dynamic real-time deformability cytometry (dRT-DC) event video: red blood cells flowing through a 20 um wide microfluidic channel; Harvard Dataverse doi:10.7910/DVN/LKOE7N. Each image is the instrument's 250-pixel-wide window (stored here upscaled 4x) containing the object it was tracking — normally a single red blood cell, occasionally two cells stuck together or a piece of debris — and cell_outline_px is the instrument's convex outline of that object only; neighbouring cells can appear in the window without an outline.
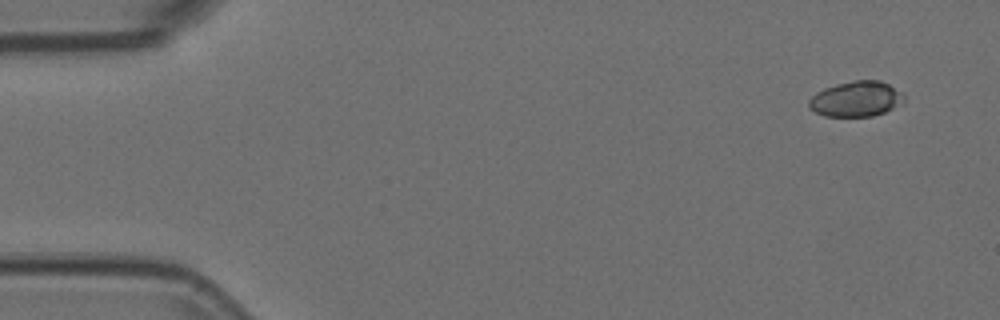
{"species": "Egyptian fruit bat (a non-hibernating species)", "species_latin": "Rousettus aegyptiacus", "temperature_condition": "room temperature", "stored_images_in_passage": 8, "camera_frame_rate_fps": 3000, "um_per_image_px": 0.085, "animal": {"sex": "female"}, "frame": {"image": 1, "passage_image": 1, "time_ms": 0.0, "image_size_px": [1000, 320], "cell_outline_px": [[904, 104], [884, 112], [872, 116], [824, 116], [808, 108], [808, 100], [816, 92], [824, 88], [836, 84], [856, 80], [880, 80], [904, 92]], "centroid_in_image_um": [72.79, 8.41], "position_along_channel_um": 12.2, "area_um2": 19.83}}
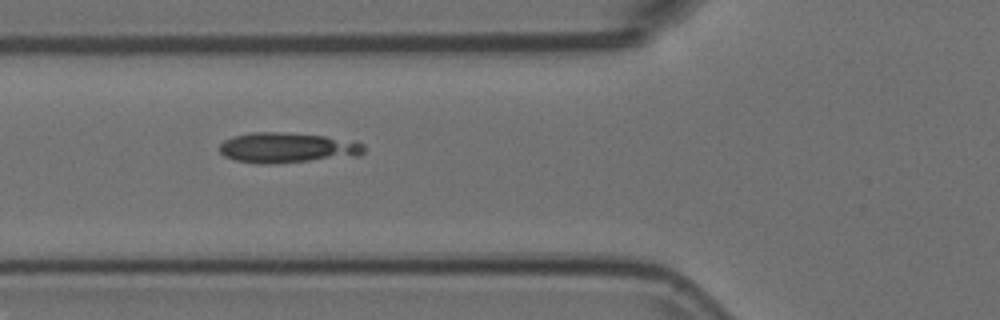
{"frame": {"image": 2, "passage_image": 6, "time_ms": 1.667, "image_size_px": [1000, 320], "cell_outline_px": [[364, 152], [360, 156], [268, 164], [260, 164], [236, 160], [224, 156], [220, 152], [220, 144], [224, 140], [232, 136], [252, 132], [284, 132], [324, 136], [356, 140], [364, 144]], "centroid_in_image_um": [24.45, 12.55], "position_along_channel_um": 101.3, "area_um2": 25.72}}
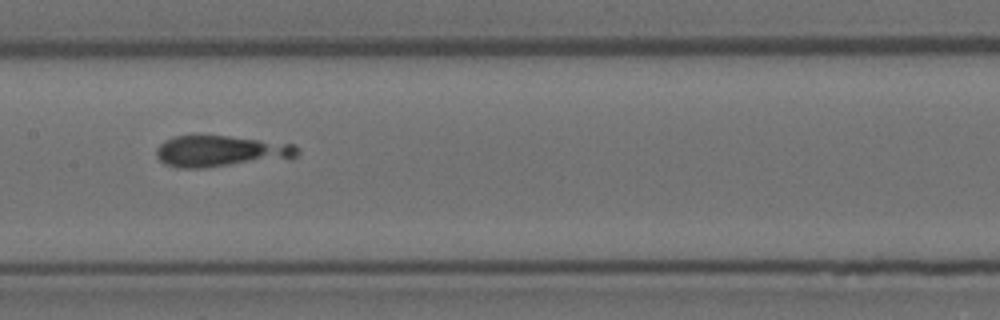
{"frame": {"image": 3, "passage_image": 8, "time_ms": 2.333, "image_size_px": [1000, 320], "cell_outline_px": [[300, 152], [296, 156], [204, 168], [180, 168], [164, 164], [156, 156], [156, 148], [164, 140], [176, 136], [192, 132], [228, 136], [296, 144], [300, 148]], "centroid_in_image_um": [18.66, 12.8], "position_along_channel_um": 188.7, "area_um2": 26.07}}